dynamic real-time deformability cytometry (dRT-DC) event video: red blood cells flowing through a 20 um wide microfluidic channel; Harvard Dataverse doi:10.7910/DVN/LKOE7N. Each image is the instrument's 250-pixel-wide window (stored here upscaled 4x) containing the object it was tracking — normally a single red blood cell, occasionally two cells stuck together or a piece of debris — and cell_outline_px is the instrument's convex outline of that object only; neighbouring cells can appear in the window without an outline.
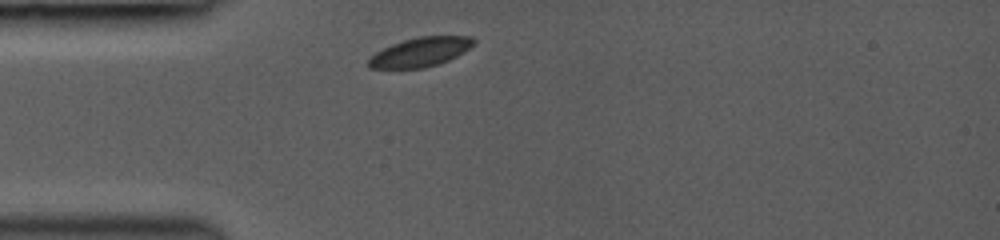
{"species": "common noctule bat (a hibernating species)", "species_latin": "Nyctalus noctula", "temperature_condition": "room temperature", "stored_images_in_passage": 7, "camera_frame_rate_fps": 3000, "um_per_image_px": 0.085, "animal": {"sex": "female", "body_mass_g": 19.0, "forearm_length_mm": 53.3}, "frame": {"image": 1, "passage_image": 1, "time_ms": 0.0, "image_size_px": [1000, 240], "cell_outline_px": [[476, 44], [464, 52], [448, 60], [424, 68], [368, 68], [368, 60], [376, 52], [392, 44], [404, 40], [420, 36], [472, 36], [476, 40]], "centroid_in_image_um": [35.77, 4.41], "position_along_channel_um": 49.2, "area_um2": 17.8}}
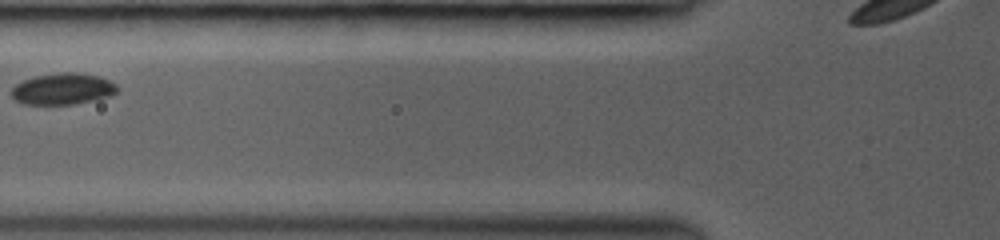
{"frame": {"image": 2, "passage_image": 3, "time_ms": 2.0, "image_size_px": [1000, 240], "cell_outline_px": [[116, 92], [108, 96], [76, 104], [24, 104], [16, 100], [12, 96], [12, 88], [16, 84], [24, 80], [36, 76], [64, 72], [76, 72], [100, 76], [116, 84]], "centroid_in_image_um": [5.33, 7.55], "position_along_channel_um": 120.5, "area_um2": 19.07}}
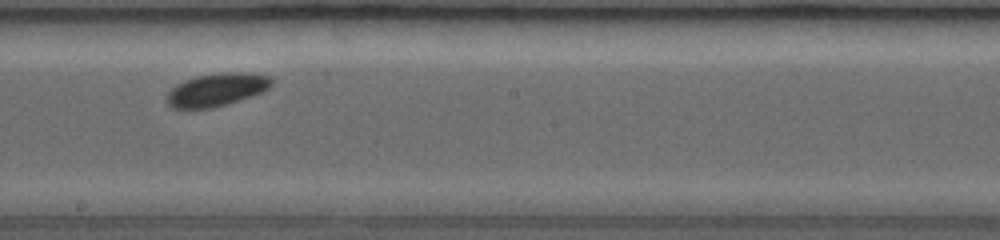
{"frame": {"image": 3, "passage_image": 6, "time_ms": 4.667, "image_size_px": [1000, 240], "cell_outline_px": [[272, 84], [268, 88], [252, 96], [212, 108], [172, 108], [164, 100], [164, 96], [176, 84], [184, 80], [196, 76], [220, 72], [252, 72], [272, 76]], "centroid_in_image_um": [18.4, 7.6], "position_along_channel_um": 229.8, "area_um2": 20.35}}